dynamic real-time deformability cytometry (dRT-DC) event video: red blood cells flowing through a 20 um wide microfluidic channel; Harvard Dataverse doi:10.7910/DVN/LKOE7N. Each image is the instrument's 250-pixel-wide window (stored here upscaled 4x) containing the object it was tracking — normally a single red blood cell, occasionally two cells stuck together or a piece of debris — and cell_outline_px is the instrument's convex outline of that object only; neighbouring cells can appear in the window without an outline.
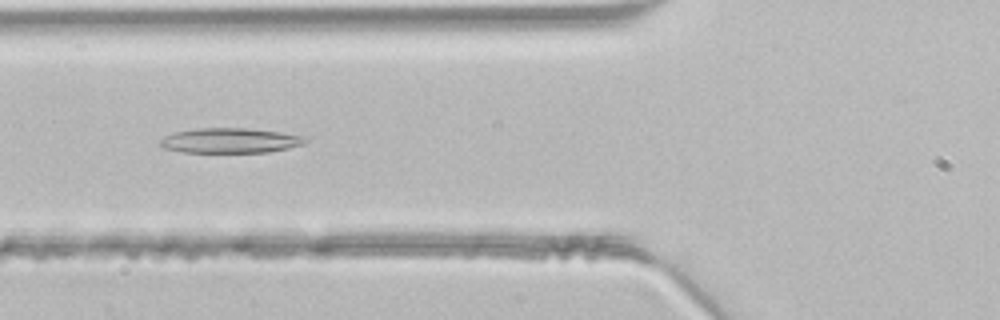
{"species": "common noctule bat (a hibernating species)", "species_latin": "Nyctalus noctula", "temperature_condition": "room temperature", "stored_images_in_passage": 34, "camera_frame_rate_fps": 3000, "um_per_image_px": 0.085, "animal": {"sex": "male", "body_mass_g": 21.5, "forearm_length_mm": 52.0}, "frame": {"image": 1, "passage_image": 5, "time_ms": 1.333, "image_size_px": [1000, 320], "cell_outline_px": [[312, 136], [304, 144], [288, 148], [268, 152], [180, 152], [164, 148], [160, 144], [160, 140], [164, 136], [172, 132], [200, 128], [248, 128]], "centroid_in_image_um": [19.62, 11.94], "position_along_channel_um": 106.2, "area_um2": 21.39}}
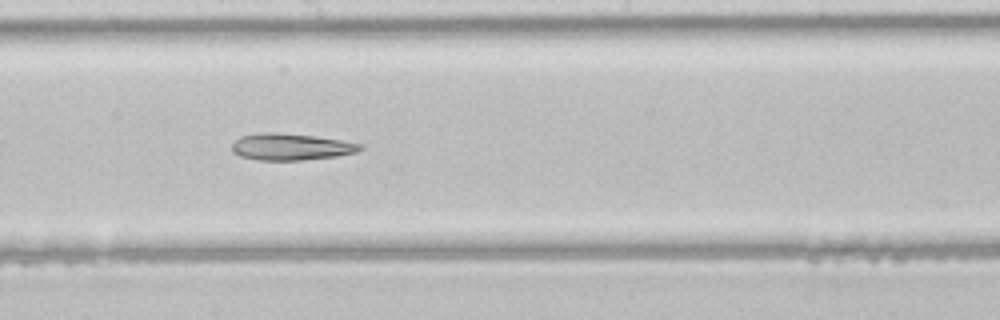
{"frame": {"image": 2, "passage_image": 13, "time_ms": 4.0, "image_size_px": [1000, 320], "cell_outline_px": [[364, 148], [356, 152], [336, 156], [304, 160], [260, 160], [240, 156], [232, 152], [232, 144], [240, 136], [264, 132], [276, 132], [312, 136], [340, 140], [364, 144]], "centroid_in_image_um": [24.73, 12.48], "position_along_channel_um": 223.5, "area_um2": 19.88}}
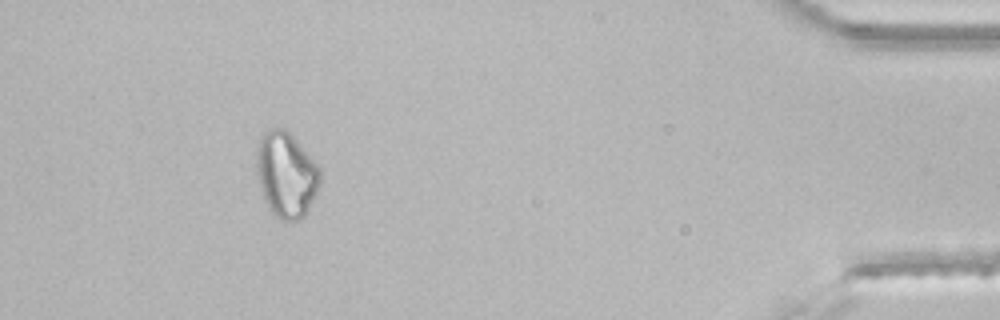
{"frame": {"image": 3, "passage_image": 30, "time_ms": 9.667, "image_size_px": [1000, 320], "cell_outline_px": [[320, 184], [304, 216], [300, 220], [284, 224], [272, 216], [264, 200], [256, 172], [256, 152], [260, 136], [268, 128], [284, 128], [296, 140], [320, 168]], "centroid_in_image_um": [24.29, 14.9], "position_along_channel_um": 410.9, "area_um2": 32.02}}